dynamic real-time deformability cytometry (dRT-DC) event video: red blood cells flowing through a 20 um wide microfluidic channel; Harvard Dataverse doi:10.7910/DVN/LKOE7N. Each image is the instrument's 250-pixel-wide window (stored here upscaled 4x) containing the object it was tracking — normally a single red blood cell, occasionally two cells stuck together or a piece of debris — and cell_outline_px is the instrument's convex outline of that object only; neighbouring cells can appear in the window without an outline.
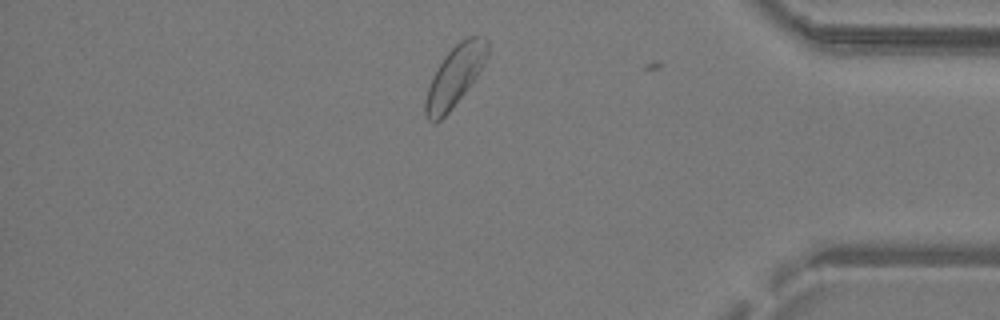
{"species": "common noctule bat (a hibernating species)", "species_latin": "Nyctalus noctula", "temperature_condition": "warm", "stored_images_in_passage": 34, "segment_of_instrument_passage": [2, 2], "camera_frame_rate_fps": 3000, "um_per_image_px": 0.085, "animal": {"sex": "male", "body_mass_g": 19.2, "forearm_length_mm": 51.8}, "frame": {"image": 1, "passage_image": 34, "time_ms": 11.0, "image_size_px": [1000, 320], "cell_outline_px": [[488, 56], [484, 64], [476, 76], [464, 92], [448, 112], [436, 124], [432, 124], [428, 120], [424, 112], [424, 100], [432, 76], [436, 68], [444, 56], [460, 40], [468, 36], [484, 36], [488, 40]], "centroid_in_image_um": [38.64, 6.46], "position_along_channel_um": 396.6, "area_um2": 21.79}}